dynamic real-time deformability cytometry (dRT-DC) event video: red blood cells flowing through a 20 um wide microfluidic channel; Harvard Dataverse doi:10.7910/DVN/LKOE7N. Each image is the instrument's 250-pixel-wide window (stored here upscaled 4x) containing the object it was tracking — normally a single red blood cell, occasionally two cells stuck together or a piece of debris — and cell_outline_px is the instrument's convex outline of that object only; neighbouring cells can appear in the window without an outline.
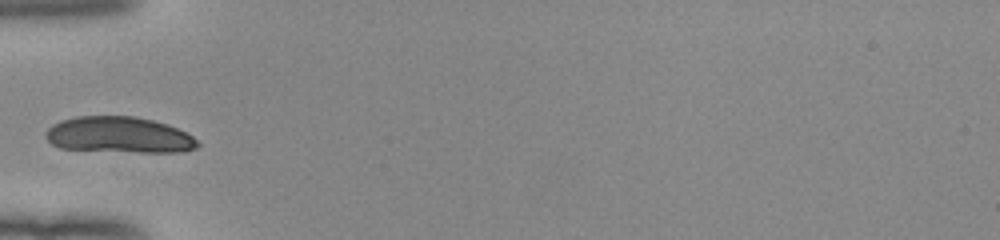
{"species": "human", "species_latin": "Homo sapiens", "temperature_condition": "room temperature", "stored_images_in_passage": 35, "camera_frame_rate_fps": 3000, "um_per_image_px": 0.085, "donor": {"sex": "female"}, "frame": {"image": 1, "passage_image": 1, "time_ms": 0.0, "image_size_px": [1000, 240], "cell_outline_px": [[200, 144], [196, 148], [180, 152], [136, 152], [60, 148], [52, 144], [44, 136], [44, 132], [52, 124], [60, 120], [76, 116], [132, 116], [152, 120], [168, 124], [192, 136]], "centroid_in_image_um": [10.08, 11.46], "position_along_channel_um": 74.9, "area_um2": 31.96}}
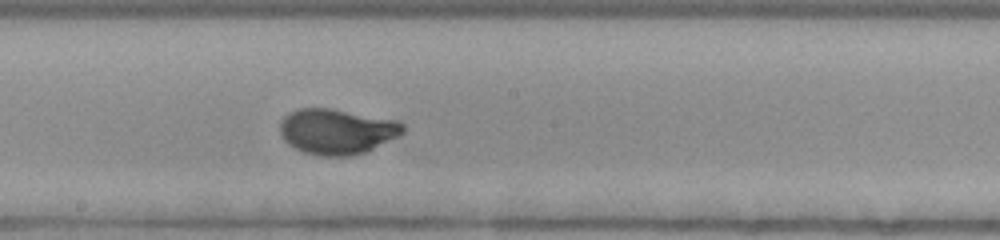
{"frame": {"image": 2, "passage_image": 12, "time_ms": 3.667, "image_size_px": [1000, 240], "cell_outline_px": [[404, 132], [400, 136], [368, 152], [352, 156], [320, 156], [304, 152], [288, 144], [284, 140], [280, 132], [280, 120], [288, 112], [296, 108], [328, 108], [396, 120], [404, 124]], "centroid_in_image_um": [28.64, 11.18], "position_along_channel_um": 219.6, "area_um2": 32.89}}
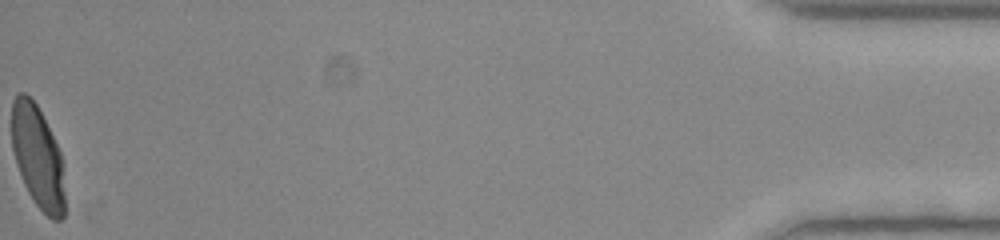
{"frame": {"image": 3, "passage_image": 35, "time_ms": 11.333, "image_size_px": [1000, 240], "cell_outline_px": [[64, 216], [60, 220], [52, 220], [36, 204], [28, 192], [24, 184], [16, 164], [12, 148], [12, 100], [20, 92], [24, 92], [36, 104], [60, 152], [64, 164]], "centroid_in_image_um": [3.21, 13.36], "position_along_channel_um": 432.0, "area_um2": 31.5}}